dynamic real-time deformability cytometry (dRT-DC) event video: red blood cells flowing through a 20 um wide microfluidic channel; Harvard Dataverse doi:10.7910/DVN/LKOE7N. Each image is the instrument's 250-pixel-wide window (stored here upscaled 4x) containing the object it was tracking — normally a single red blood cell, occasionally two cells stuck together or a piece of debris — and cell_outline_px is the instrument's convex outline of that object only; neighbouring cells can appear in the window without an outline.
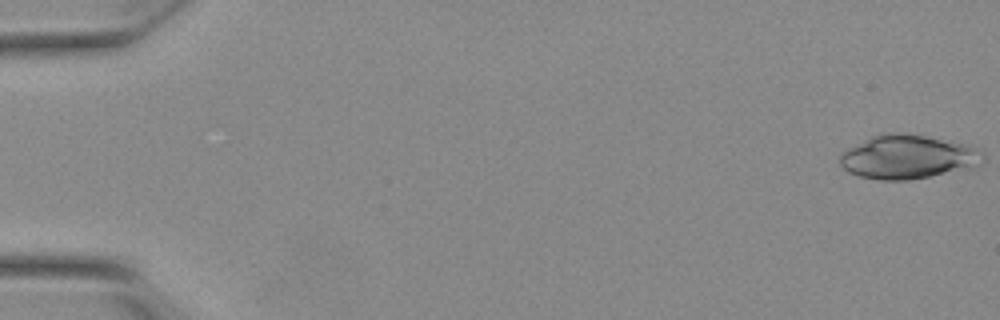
{"species": "Egyptian fruit bat (a non-hibernating species)", "species_latin": "Rousettus aegyptiacus", "temperature_condition": "warm", "stored_images_in_passage": 53, "camera_frame_rate_fps": 3000, "um_per_image_px": 0.085, "animal": {"sex": "female"}, "frame": {"image": 1, "passage_image": 1, "time_ms": 0.0, "image_size_px": [1000, 320], "cell_outline_px": [[984, 160], [980, 164], [972, 168], [908, 180], [880, 180], [860, 176], [848, 172], [840, 164], [840, 156], [848, 148], [880, 132], [904, 132], [952, 140], [968, 144], [984, 152]], "centroid_in_image_um": [77.21, 13.32], "position_along_channel_um": 7.8, "area_um2": 36.93}}
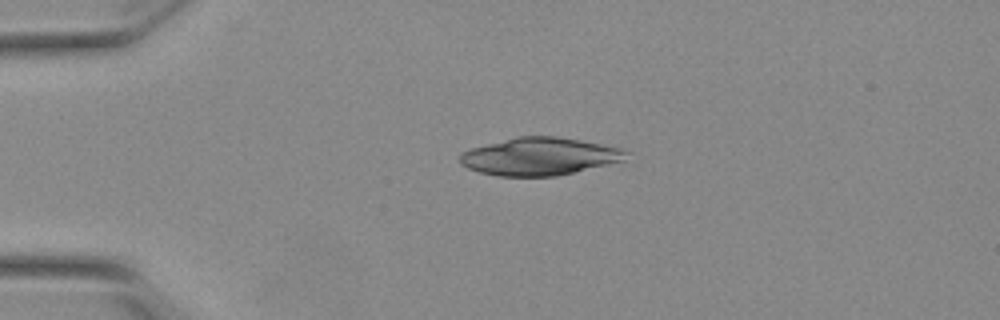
{"frame": {"image": 2, "passage_image": 13, "time_ms": 4.0, "image_size_px": [1000, 320], "cell_outline_px": [[628, 152], [624, 160], [608, 164], [556, 176], [496, 176], [480, 172], [468, 168], [460, 164], [460, 152], [472, 148], [520, 136], [556, 136], [580, 140], [624, 148]], "centroid_in_image_um": [45.86, 13.3], "position_along_channel_um": 39.1, "area_um2": 36.18}}